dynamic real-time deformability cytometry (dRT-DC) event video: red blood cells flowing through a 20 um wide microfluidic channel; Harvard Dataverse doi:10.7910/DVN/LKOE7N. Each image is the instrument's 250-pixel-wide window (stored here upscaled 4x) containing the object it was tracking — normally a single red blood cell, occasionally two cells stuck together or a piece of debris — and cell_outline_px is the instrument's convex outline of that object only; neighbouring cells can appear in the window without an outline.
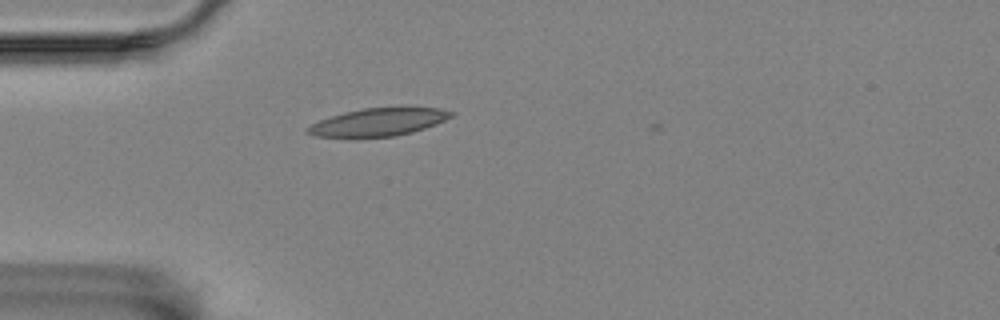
{"species": "Egyptian fruit bat (a non-hibernating species)", "species_latin": "Rousettus aegyptiacus", "temperature_condition": "room temperature", "stored_images_in_passage": 39, "camera_frame_rate_fps": 3000, "um_per_image_px": 0.085, "animal": {"sex": "female"}, "frame": {"image": 1, "passage_image": 2, "time_ms": 0.333, "image_size_px": [1000, 320], "cell_outline_px": [[456, 112], [452, 116], [436, 124], [412, 132], [392, 136], [316, 136], [304, 132], [312, 124], [320, 120], [344, 112], [364, 108], [440, 108]], "centroid_in_image_um": [32.19, 10.36], "position_along_channel_um": 52.8, "area_um2": 22.54}}
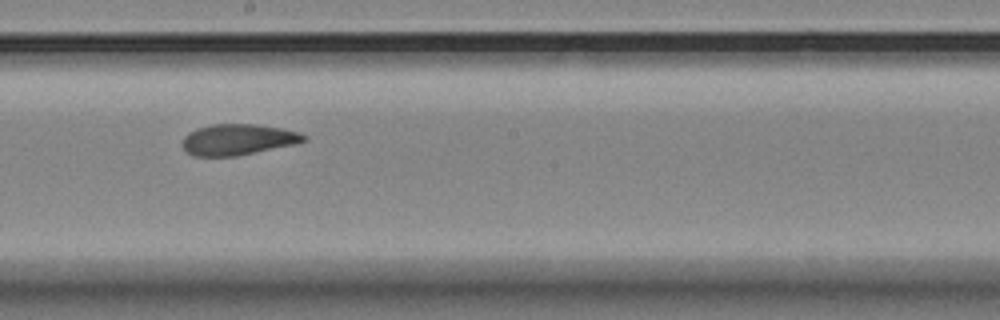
{"frame": {"image": 2, "passage_image": 18, "time_ms": 5.667, "image_size_px": [1000, 320], "cell_outline_px": [[308, 140], [296, 144], [236, 156], [192, 156], [184, 148], [184, 136], [188, 132], [196, 128], [212, 124], [256, 124], [280, 128], [300, 132], [308, 136]], "centroid_in_image_um": [20.26, 11.86], "position_along_channel_um": 227.9, "area_um2": 21.96}}
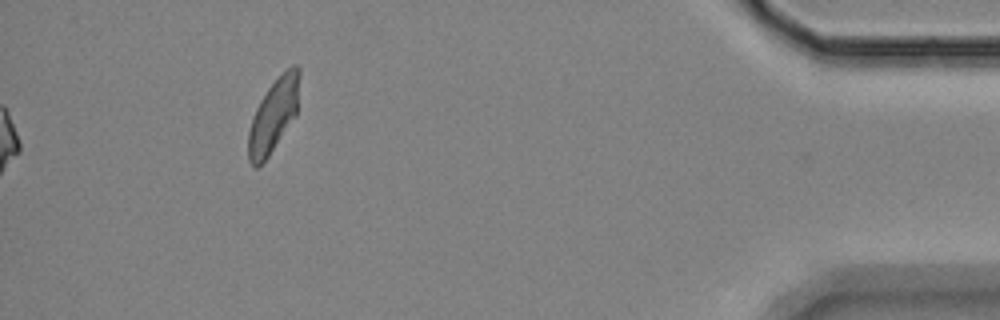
{"frame": {"image": 3, "passage_image": 39, "time_ms": 12.667, "image_size_px": [1000, 320], "cell_outline_px": [[300, 76], [296, 116], [268, 156], [256, 168], [248, 160], [248, 132], [252, 116], [260, 100], [268, 88], [292, 64], [296, 64], [300, 68]], "centroid_in_image_um": [23.25, 9.8], "position_along_channel_um": 411.9, "area_um2": 21.62}, "authors_computed_cell_mechanics": {"area_um2": 22.3108, "velocity_mm_per_s": 3.4399, "shape_relaxation_time_tau1_ms": 6.8634, "shape_relaxation_time_tau2_ms": 2.7903, "deformation_change_tau1": 0.1645, "deformation_change_tau2": 0.0828}}